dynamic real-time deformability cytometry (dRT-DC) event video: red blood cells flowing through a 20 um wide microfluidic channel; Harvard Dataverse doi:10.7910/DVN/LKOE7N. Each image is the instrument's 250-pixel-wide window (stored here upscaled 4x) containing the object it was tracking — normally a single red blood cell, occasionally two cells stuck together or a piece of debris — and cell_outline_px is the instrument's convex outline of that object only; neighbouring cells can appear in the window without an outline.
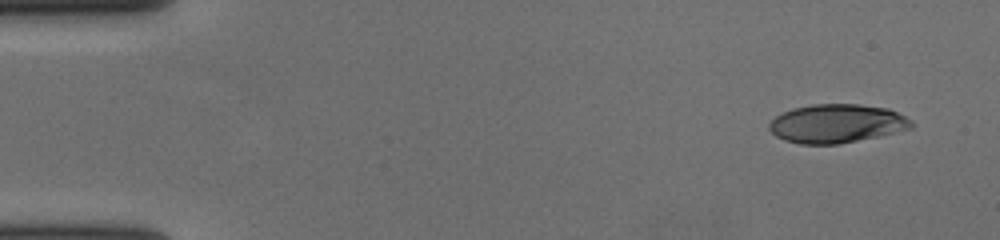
{"species": "human", "species_latin": "Homo sapiens", "temperature_condition": "cold", "stored_images_in_passage": 34, "camera_frame_rate_fps": 3000, "um_per_image_px": 0.085, "donor": {"sex": "female"}, "frame": {"image": 1, "passage_image": 1, "time_ms": 0.0, "image_size_px": [1000, 240], "cell_outline_px": [[912, 128], [880, 136], [840, 144], [800, 144], [784, 140], [776, 136], [768, 128], [768, 124], [776, 116], [792, 108], [812, 104], [860, 104], [888, 108], [912, 120]], "centroid_in_image_um": [71.12, 10.5], "position_along_channel_um": 13.9, "area_um2": 32.14}}
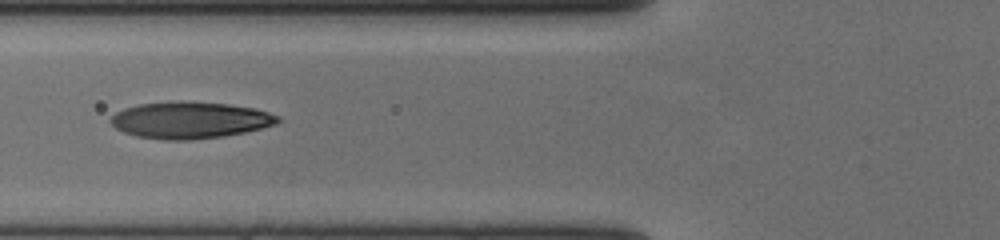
{"frame": {"image": 2, "passage_image": 20, "time_ms": 6.333, "image_size_px": [1000, 240], "cell_outline_px": [[280, 120], [276, 124], [244, 132], [224, 136], [192, 140], [164, 140], [136, 136], [124, 132], [116, 128], [108, 120], [116, 112], [124, 108], [140, 104], [180, 100], [228, 104], [256, 108], [280, 116]], "centroid_in_image_um": [16.14, 10.2], "position_along_channel_um": 109.7, "area_um2": 35.89}}
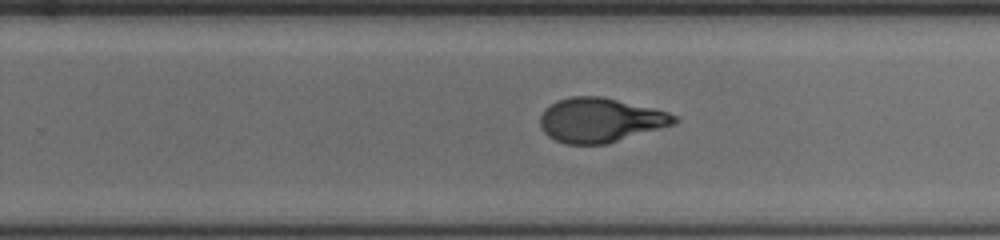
{"frame": {"image": 3, "passage_image": 34, "time_ms": 11.0, "image_size_px": [1000, 240], "cell_outline_px": [[680, 120], [676, 124], [608, 144], [564, 144], [548, 136], [544, 132], [540, 124], [540, 116], [544, 108], [556, 100], [572, 96], [604, 96], [668, 112], [680, 116]], "centroid_in_image_um": [51.05, 10.21], "position_along_channel_um": 278.7, "area_um2": 35.14}}